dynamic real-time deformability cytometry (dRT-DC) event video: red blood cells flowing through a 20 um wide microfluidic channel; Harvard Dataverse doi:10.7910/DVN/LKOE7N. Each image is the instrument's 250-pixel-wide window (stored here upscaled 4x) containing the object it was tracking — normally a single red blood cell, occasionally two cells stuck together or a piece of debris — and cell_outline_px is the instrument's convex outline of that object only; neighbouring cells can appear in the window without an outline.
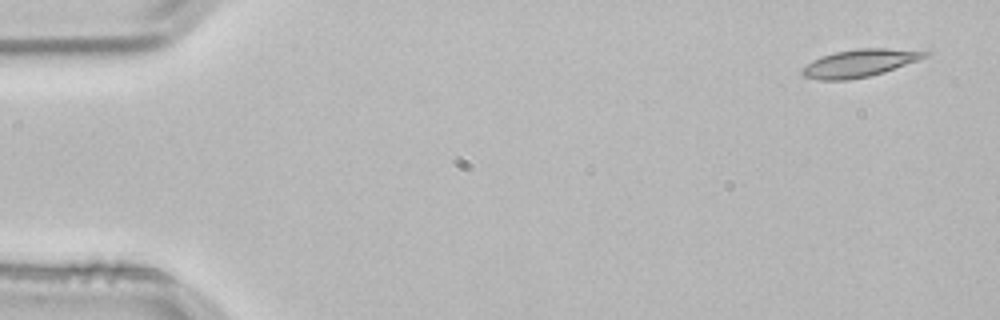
{"species": "common noctule bat (a hibernating species)", "species_latin": "Nyctalus noctula", "temperature_condition": "room temperature", "stored_images_in_passage": 2, "camera_frame_rate_fps": 3000, "um_per_image_px": 0.085, "animal": {"sex": "male", "body_mass_g": 21.5, "forearm_length_mm": 52.0}, "frame": {"image": 1, "passage_image": 2, "time_ms": 0.333, "image_size_px": [1000, 320], "cell_outline_px": [[932, 52], [928, 56], [884, 72], [868, 76], [848, 80], [820, 80], [804, 76], [800, 72], [800, 68], [812, 60], [820, 56], [836, 52], [856, 48], [928, 48]], "centroid_in_image_um": [73.15, 5.33], "position_along_channel_um": 11.8, "area_um2": 20.29}}